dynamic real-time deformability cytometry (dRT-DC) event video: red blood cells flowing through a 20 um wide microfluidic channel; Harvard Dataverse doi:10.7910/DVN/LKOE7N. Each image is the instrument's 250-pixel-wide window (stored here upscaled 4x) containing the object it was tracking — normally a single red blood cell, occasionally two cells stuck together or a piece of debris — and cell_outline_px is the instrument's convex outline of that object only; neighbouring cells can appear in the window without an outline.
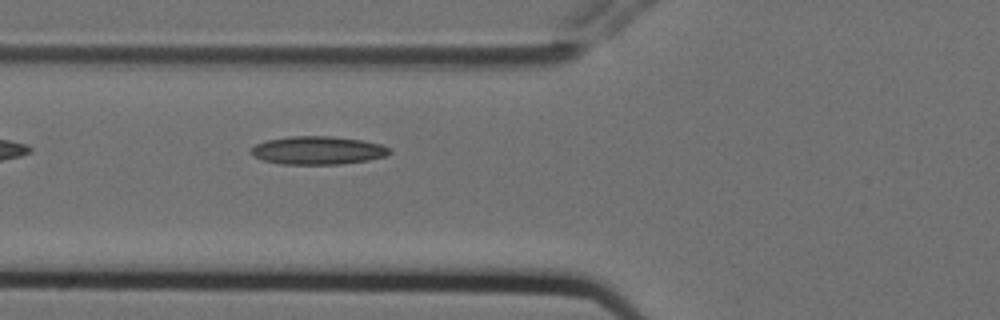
{"species": "Egyptian fruit bat (a non-hibernating species)", "species_latin": "Rousettus aegyptiacus", "temperature_condition": "cold", "stored_images_in_passage": 5, "camera_frame_rate_fps": 3000, "um_per_image_px": 0.085, "animal": {"sex": "female"}, "frame": {"image": 1, "passage_image": 5, "time_ms": 1.333, "image_size_px": [1000, 320], "cell_outline_px": [[392, 152], [388, 156], [368, 160], [340, 164], [280, 164], [264, 160], [256, 156], [252, 152], [252, 148], [256, 144], [268, 140], [288, 136], [332, 136], [360, 140], [380, 144], [388, 148]], "centroid_in_image_um": [27.06, 12.78], "position_along_channel_um": 98.7, "area_um2": 22.54}}